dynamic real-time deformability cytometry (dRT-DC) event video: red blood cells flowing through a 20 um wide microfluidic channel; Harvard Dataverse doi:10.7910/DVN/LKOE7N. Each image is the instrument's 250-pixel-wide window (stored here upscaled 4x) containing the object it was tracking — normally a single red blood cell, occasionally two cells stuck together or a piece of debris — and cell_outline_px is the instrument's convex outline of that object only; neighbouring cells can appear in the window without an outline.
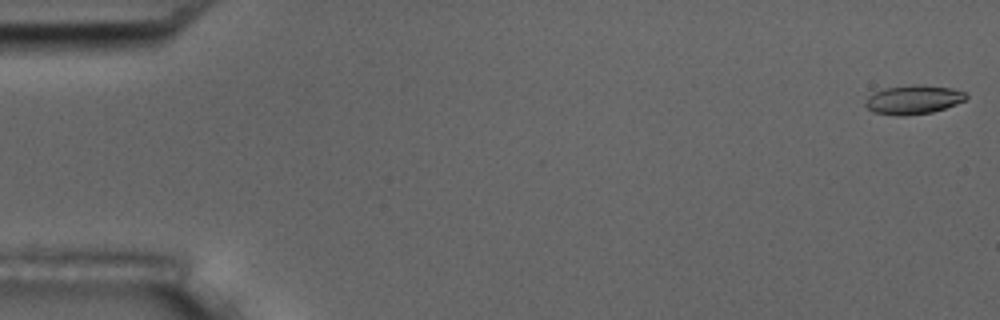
{"species": "common noctule bat (a hibernating species)", "species_latin": "Nyctalus noctula", "temperature_condition": "room temperature", "stored_images_in_passage": 8, "camera_frame_rate_fps": 3000, "um_per_image_px": 0.085, "animal": {"sex": "male", "body_mass_g": 17.5, "forearm_length_mm": 52.3}, "frame": {"image": 1, "passage_image": 1, "time_ms": 0.0, "image_size_px": [1000, 320], "cell_outline_px": [[968, 96], [964, 100], [956, 104], [932, 112], [904, 116], [896, 116], [872, 112], [864, 104], [868, 96], [884, 88], [952, 88], [964, 92]], "centroid_in_image_um": [77.59, 8.54], "position_along_channel_um": 7.4, "area_um2": 15.95}}
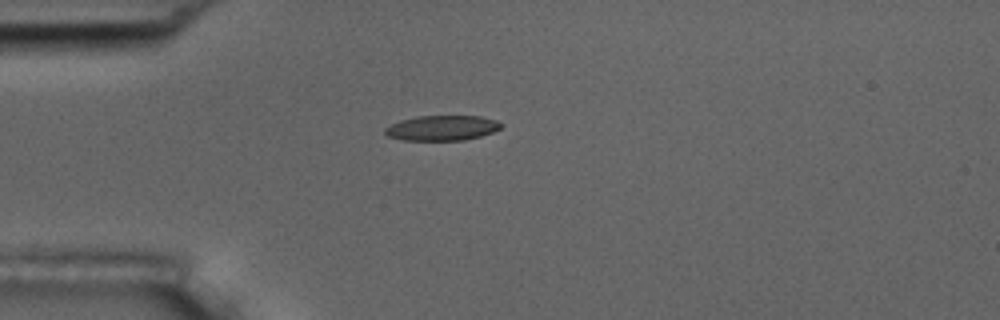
{"frame": {"image": 2, "passage_image": 5, "time_ms": 4.667, "image_size_px": [1000, 320], "cell_outline_px": [[504, 124], [500, 128], [492, 132], [480, 136], [464, 140], [404, 140], [388, 136], [384, 132], [384, 128], [400, 120], [416, 116], [480, 116], [496, 120]], "centroid_in_image_um": [37.57, 10.87], "position_along_channel_um": 47.4, "area_um2": 16.94}}